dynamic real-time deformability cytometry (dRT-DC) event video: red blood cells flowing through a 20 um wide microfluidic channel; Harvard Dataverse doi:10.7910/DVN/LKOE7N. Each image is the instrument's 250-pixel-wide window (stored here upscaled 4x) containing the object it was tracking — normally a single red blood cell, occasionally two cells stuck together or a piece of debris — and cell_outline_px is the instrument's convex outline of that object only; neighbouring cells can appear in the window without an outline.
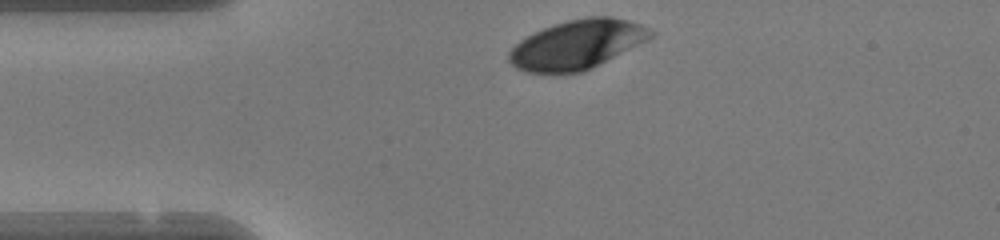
{"species": "human", "species_latin": "Homo sapiens", "temperature_condition": "warm", "stored_images_in_passage": 29, "camera_frame_rate_fps": 3000, "um_per_image_px": 0.085, "donor": {"sex": "female"}, "frame": {"image": 1, "passage_image": 1, "time_ms": 0.0, "image_size_px": [1000, 240], "cell_outline_px": [[656, 32], [648, 40], [584, 72], [528, 72], [516, 68], [508, 60], [508, 52], [520, 40], [544, 28], [568, 20], [588, 16], [612, 16], [628, 20], [640, 24]], "centroid_in_image_um": [49.08, 3.78], "position_along_channel_um": 35.9, "area_um2": 40.23}}
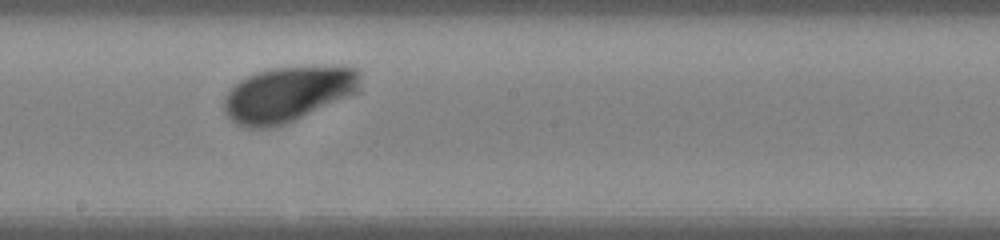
{"frame": {"image": 2, "passage_image": 17, "time_ms": 5.333, "image_size_px": [1000, 240], "cell_outline_px": [[360, 92], [284, 124], [272, 128], [244, 128], [236, 124], [224, 112], [224, 96], [240, 80], [256, 72], [272, 68], [336, 64], [344, 64], [356, 68], [360, 72]], "centroid_in_image_um": [24.54, 7.97], "position_along_channel_um": 223.7, "area_um2": 44.62}}
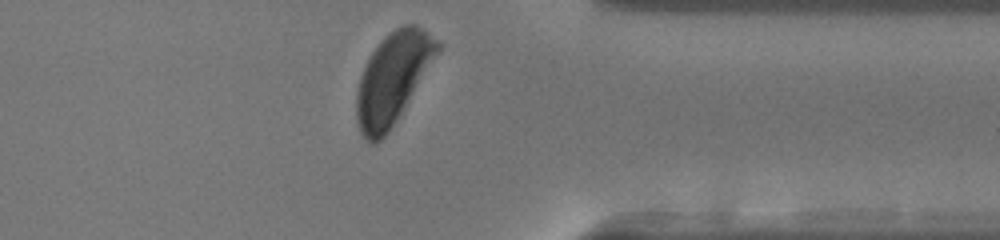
{"frame": {"image": 3, "passage_image": 29, "time_ms": 9.333, "image_size_px": [1000, 240], "cell_outline_px": [[444, 44], [400, 116], [388, 132], [376, 144], [368, 144], [360, 132], [356, 120], [356, 92], [360, 76], [364, 64], [372, 52], [384, 36], [396, 28], [404, 24], [416, 24]], "centroid_in_image_um": [33.38, 6.67], "position_along_channel_um": 378.0, "area_um2": 43.23}, "authors_computed_cell_mechanics": {"area_um2": 43.6968, "velocity_mm_per_s": 4.1025, "shape_relaxation_time_tau1_ms": 1.4432, "shape_relaxation_time_tau2_ms": null, "deformation_change_tau1": 0.1093, "deformation_change_tau2": null}}